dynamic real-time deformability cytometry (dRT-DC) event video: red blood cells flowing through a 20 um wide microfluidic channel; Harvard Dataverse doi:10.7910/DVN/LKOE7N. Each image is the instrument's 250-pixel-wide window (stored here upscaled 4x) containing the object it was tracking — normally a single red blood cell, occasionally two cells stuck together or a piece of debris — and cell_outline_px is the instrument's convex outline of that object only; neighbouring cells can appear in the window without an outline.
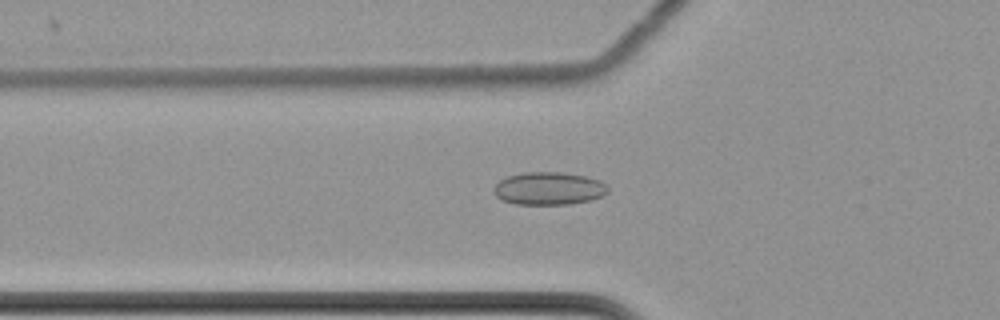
{"species": "common noctule bat (a hibernating species)", "species_latin": "Nyctalus noctula", "temperature_condition": "cold", "stored_images_in_passage": 40, "camera_frame_rate_fps": 3000, "um_per_image_px": 0.085, "animal": {"sex": "female", "body_mass_g": 22.7, "forearm_length_mm": 54.2}, "frame": {"image": 1, "passage_image": 2, "time_ms": 0.333, "image_size_px": [1000, 320], "cell_outline_px": [[608, 192], [604, 196], [592, 200], [568, 204], [516, 204], [504, 200], [496, 196], [492, 192], [492, 188], [500, 180], [508, 176], [524, 172], [560, 172], [584, 176], [600, 180], [608, 188]], "centroid_in_image_um": [46.65, 16.02], "position_along_channel_um": 79.2, "area_um2": 21.85}}
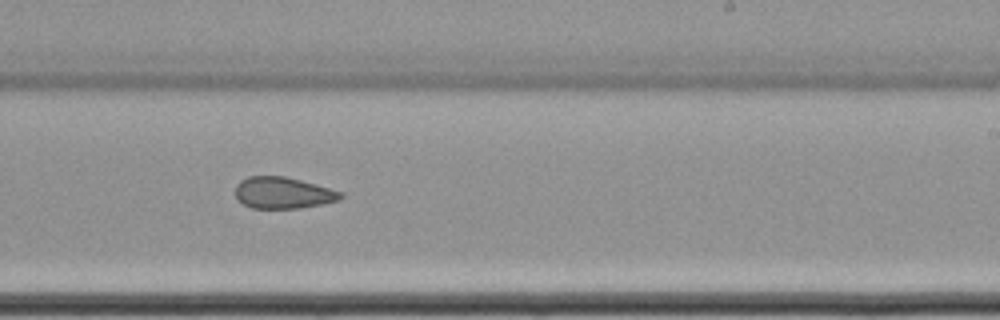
{"frame": {"image": 2, "passage_image": 18, "time_ms": 5.667, "image_size_px": [1000, 320], "cell_outline_px": [[344, 196], [340, 200], [324, 204], [300, 208], [252, 208], [244, 204], [236, 196], [236, 184], [240, 180], [248, 176], [284, 176], [300, 180], [328, 188], [340, 192]], "centroid_in_image_um": [24.05, 16.39], "position_along_channel_um": 264.9, "area_um2": 19.19}}
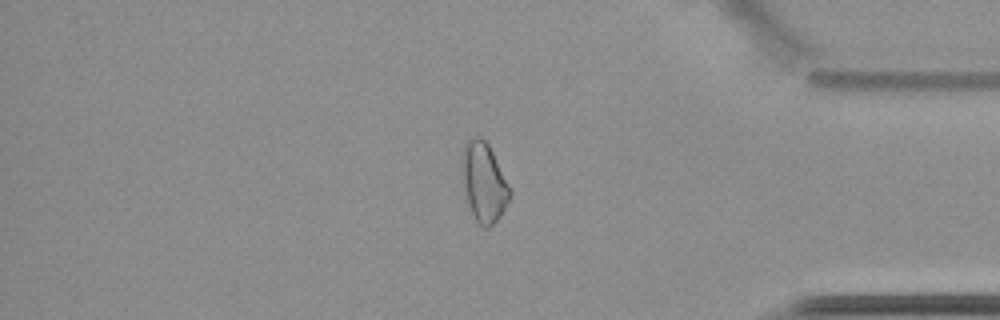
{"frame": {"image": 3, "passage_image": 31, "time_ms": 10.0, "image_size_px": [1000, 320], "cell_outline_px": [[512, 192], [500, 216], [488, 228], [484, 228], [476, 220], [472, 212], [468, 200], [460, 172], [460, 152], [464, 144], [472, 136], [480, 136], [488, 144], [512, 188]], "centroid_in_image_um": [41.11, 15.42], "position_along_channel_um": 394.1, "area_um2": 22.31}, "authors_computed_cell_mechanics": {"area_um2": 20.4612, "velocity_mm_per_s": 3.4896, "shape_relaxation_time_tau1_ms": null, "shape_relaxation_time_tau2_ms": 3.4154, "deformation_change_tau1": null, "deformation_change_tau2": 0.0992}}